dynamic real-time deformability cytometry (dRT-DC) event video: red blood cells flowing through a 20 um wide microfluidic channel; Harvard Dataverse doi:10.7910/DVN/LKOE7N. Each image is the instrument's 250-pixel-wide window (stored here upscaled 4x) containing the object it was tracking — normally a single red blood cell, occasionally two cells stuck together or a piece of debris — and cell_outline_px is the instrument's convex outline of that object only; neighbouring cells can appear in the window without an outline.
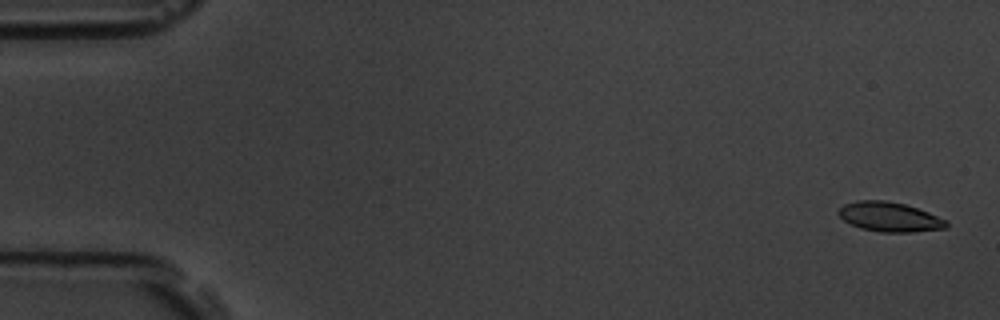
{"species": "common noctule bat (a hibernating species)", "species_latin": "Nyctalus noctula", "temperature_condition": "room temperature", "stored_images_in_passage": 15, "camera_frame_rate_fps": 3000, "um_per_image_px": 0.085, "animal": {"sex": "male", "body_mass_g": 19.5, "forearm_length_mm": 54.6}, "frame": {"image": 1, "passage_image": 1, "time_ms": 0.0, "image_size_px": [1000, 320], "cell_outline_px": [[948, 224], [944, 228], [912, 232], [880, 232], [860, 228], [844, 220], [836, 212], [844, 204], [856, 200], [884, 200], [904, 204], [928, 212], [948, 220]], "centroid_in_image_um": [75.6, 18.43], "position_along_channel_um": 9.4, "area_um2": 18.5}}
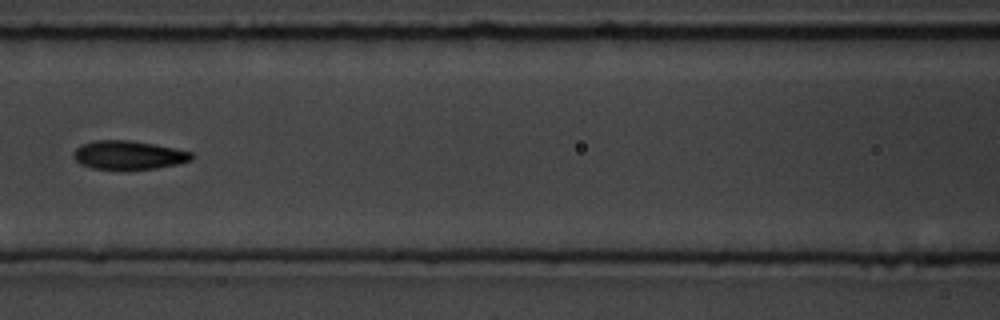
{"frame": {"image": 2, "passage_image": 7, "time_ms": 8.0, "image_size_px": [1000, 320], "cell_outline_px": [[196, 156], [192, 160], [180, 164], [156, 168], [92, 168], [80, 164], [72, 156], [72, 152], [80, 144], [92, 140], [128, 140], [156, 144], [176, 148], [192, 152]], "centroid_in_image_um": [10.95, 13.15], "position_along_channel_um": 155.7, "area_um2": 19.83}}
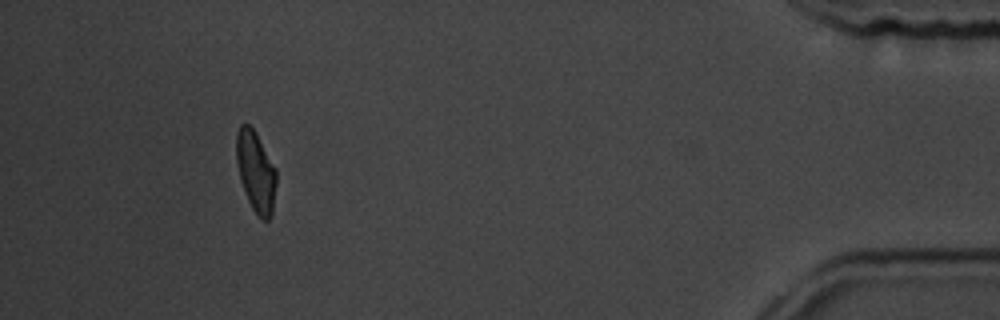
{"frame": {"image": 3, "passage_image": 14, "time_ms": 17.0, "image_size_px": [1000, 320], "cell_outline_px": [[276, 184], [272, 216], [268, 220], [260, 220], [252, 208], [248, 200], [240, 180], [236, 160], [236, 132], [240, 124], [248, 124], [256, 132], [276, 168]], "centroid_in_image_um": [21.74, 14.59], "position_along_channel_um": 413.5, "area_um2": 19.02}, "authors_computed_cell_mechanics": {"area_um2": 18.9584, "velocity_mm_per_s": 3.5834, "shape_relaxation_time_tau1_ms": 3.4925, "shape_relaxation_time_tau2_ms": 1.9424, "deformation_change_tau1": 0.1236, "deformation_change_tau2": 0.0588}}